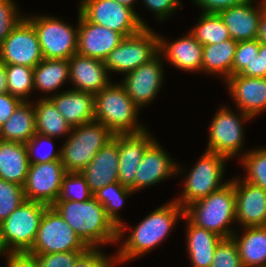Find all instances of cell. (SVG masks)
Segmentation results:
<instances>
[{
    "mask_svg": "<svg viewBox=\"0 0 266 267\" xmlns=\"http://www.w3.org/2000/svg\"><path fill=\"white\" fill-rule=\"evenodd\" d=\"M52 207L89 248L118 241V228L94 197L85 202H55Z\"/></svg>",
    "mask_w": 266,
    "mask_h": 267,
    "instance_id": "1",
    "label": "cell"
},
{
    "mask_svg": "<svg viewBox=\"0 0 266 267\" xmlns=\"http://www.w3.org/2000/svg\"><path fill=\"white\" fill-rule=\"evenodd\" d=\"M185 209L174 200L148 214L132 230L114 256L116 263L141 257L158 246L171 232L179 217L184 218Z\"/></svg>",
    "mask_w": 266,
    "mask_h": 267,
    "instance_id": "2",
    "label": "cell"
},
{
    "mask_svg": "<svg viewBox=\"0 0 266 267\" xmlns=\"http://www.w3.org/2000/svg\"><path fill=\"white\" fill-rule=\"evenodd\" d=\"M185 216L197 227L231 238L235 232L229 225L236 220L234 182L229 180L219 190L191 203L185 208Z\"/></svg>",
    "mask_w": 266,
    "mask_h": 267,
    "instance_id": "3",
    "label": "cell"
},
{
    "mask_svg": "<svg viewBox=\"0 0 266 267\" xmlns=\"http://www.w3.org/2000/svg\"><path fill=\"white\" fill-rule=\"evenodd\" d=\"M95 94V119L114 134L139 133L146 128L138 123L139 107L126 94L121 83L112 84Z\"/></svg>",
    "mask_w": 266,
    "mask_h": 267,
    "instance_id": "4",
    "label": "cell"
},
{
    "mask_svg": "<svg viewBox=\"0 0 266 267\" xmlns=\"http://www.w3.org/2000/svg\"><path fill=\"white\" fill-rule=\"evenodd\" d=\"M114 136L110 129L96 121L72 128L60 149L66 172H81Z\"/></svg>",
    "mask_w": 266,
    "mask_h": 267,
    "instance_id": "5",
    "label": "cell"
},
{
    "mask_svg": "<svg viewBox=\"0 0 266 267\" xmlns=\"http://www.w3.org/2000/svg\"><path fill=\"white\" fill-rule=\"evenodd\" d=\"M227 159L224 155L205 151L186 177L183 194L174 201L185 209L191 203L222 188L227 184L221 182Z\"/></svg>",
    "mask_w": 266,
    "mask_h": 267,
    "instance_id": "6",
    "label": "cell"
},
{
    "mask_svg": "<svg viewBox=\"0 0 266 267\" xmlns=\"http://www.w3.org/2000/svg\"><path fill=\"white\" fill-rule=\"evenodd\" d=\"M159 54V35L149 27L125 37L104 60L108 72L129 73Z\"/></svg>",
    "mask_w": 266,
    "mask_h": 267,
    "instance_id": "7",
    "label": "cell"
},
{
    "mask_svg": "<svg viewBox=\"0 0 266 267\" xmlns=\"http://www.w3.org/2000/svg\"><path fill=\"white\" fill-rule=\"evenodd\" d=\"M78 13L89 22L107 27L124 37L148 27L134 9L121 5L116 0H82Z\"/></svg>",
    "mask_w": 266,
    "mask_h": 267,
    "instance_id": "8",
    "label": "cell"
},
{
    "mask_svg": "<svg viewBox=\"0 0 266 267\" xmlns=\"http://www.w3.org/2000/svg\"><path fill=\"white\" fill-rule=\"evenodd\" d=\"M47 207L26 200L1 222L3 237L10 252H28L32 248Z\"/></svg>",
    "mask_w": 266,
    "mask_h": 267,
    "instance_id": "9",
    "label": "cell"
},
{
    "mask_svg": "<svg viewBox=\"0 0 266 267\" xmlns=\"http://www.w3.org/2000/svg\"><path fill=\"white\" fill-rule=\"evenodd\" d=\"M26 18L35 28L43 59L69 60L77 53L78 26L74 28L52 16Z\"/></svg>",
    "mask_w": 266,
    "mask_h": 267,
    "instance_id": "10",
    "label": "cell"
},
{
    "mask_svg": "<svg viewBox=\"0 0 266 267\" xmlns=\"http://www.w3.org/2000/svg\"><path fill=\"white\" fill-rule=\"evenodd\" d=\"M89 247L68 226L56 210L49 206L42 216L30 254L86 251Z\"/></svg>",
    "mask_w": 266,
    "mask_h": 267,
    "instance_id": "11",
    "label": "cell"
},
{
    "mask_svg": "<svg viewBox=\"0 0 266 267\" xmlns=\"http://www.w3.org/2000/svg\"><path fill=\"white\" fill-rule=\"evenodd\" d=\"M251 118L242 111L237 115L227 107L219 108L211 121L206 151L224 155L228 159L237 155L244 143L242 122Z\"/></svg>",
    "mask_w": 266,
    "mask_h": 267,
    "instance_id": "12",
    "label": "cell"
},
{
    "mask_svg": "<svg viewBox=\"0 0 266 267\" xmlns=\"http://www.w3.org/2000/svg\"><path fill=\"white\" fill-rule=\"evenodd\" d=\"M43 59L38 36L32 23L23 18L0 46V61L9 65L34 68Z\"/></svg>",
    "mask_w": 266,
    "mask_h": 267,
    "instance_id": "13",
    "label": "cell"
},
{
    "mask_svg": "<svg viewBox=\"0 0 266 267\" xmlns=\"http://www.w3.org/2000/svg\"><path fill=\"white\" fill-rule=\"evenodd\" d=\"M65 174L61 160L30 164L23 186L25 199L52 206L58 199Z\"/></svg>",
    "mask_w": 266,
    "mask_h": 267,
    "instance_id": "14",
    "label": "cell"
},
{
    "mask_svg": "<svg viewBox=\"0 0 266 267\" xmlns=\"http://www.w3.org/2000/svg\"><path fill=\"white\" fill-rule=\"evenodd\" d=\"M161 54L127 73L120 82L126 94L140 108L155 99L163 81Z\"/></svg>",
    "mask_w": 266,
    "mask_h": 267,
    "instance_id": "15",
    "label": "cell"
},
{
    "mask_svg": "<svg viewBox=\"0 0 266 267\" xmlns=\"http://www.w3.org/2000/svg\"><path fill=\"white\" fill-rule=\"evenodd\" d=\"M149 131L117 134L119 150L118 182L136 191V173L147 147L154 141Z\"/></svg>",
    "mask_w": 266,
    "mask_h": 267,
    "instance_id": "16",
    "label": "cell"
},
{
    "mask_svg": "<svg viewBox=\"0 0 266 267\" xmlns=\"http://www.w3.org/2000/svg\"><path fill=\"white\" fill-rule=\"evenodd\" d=\"M77 53L104 61L125 38L121 33L91 23L78 14Z\"/></svg>",
    "mask_w": 266,
    "mask_h": 267,
    "instance_id": "17",
    "label": "cell"
},
{
    "mask_svg": "<svg viewBox=\"0 0 266 267\" xmlns=\"http://www.w3.org/2000/svg\"><path fill=\"white\" fill-rule=\"evenodd\" d=\"M236 221L245 227L266 226V190L244 180L233 179Z\"/></svg>",
    "mask_w": 266,
    "mask_h": 267,
    "instance_id": "18",
    "label": "cell"
},
{
    "mask_svg": "<svg viewBox=\"0 0 266 267\" xmlns=\"http://www.w3.org/2000/svg\"><path fill=\"white\" fill-rule=\"evenodd\" d=\"M256 1V0H255ZM254 0L235 5L219 12L234 41L254 40L258 38L259 21L266 7V0L254 7Z\"/></svg>",
    "mask_w": 266,
    "mask_h": 267,
    "instance_id": "19",
    "label": "cell"
},
{
    "mask_svg": "<svg viewBox=\"0 0 266 267\" xmlns=\"http://www.w3.org/2000/svg\"><path fill=\"white\" fill-rule=\"evenodd\" d=\"M224 82L239 111L253 118L266 110V78L236 74Z\"/></svg>",
    "mask_w": 266,
    "mask_h": 267,
    "instance_id": "20",
    "label": "cell"
},
{
    "mask_svg": "<svg viewBox=\"0 0 266 267\" xmlns=\"http://www.w3.org/2000/svg\"><path fill=\"white\" fill-rule=\"evenodd\" d=\"M181 170L183 169H180L170 155L154 140L145 150L138 166L136 191L155 185L170 175L182 173Z\"/></svg>",
    "mask_w": 266,
    "mask_h": 267,
    "instance_id": "21",
    "label": "cell"
},
{
    "mask_svg": "<svg viewBox=\"0 0 266 267\" xmlns=\"http://www.w3.org/2000/svg\"><path fill=\"white\" fill-rule=\"evenodd\" d=\"M104 61L75 53L69 59V80L74 90L99 93L111 82Z\"/></svg>",
    "mask_w": 266,
    "mask_h": 267,
    "instance_id": "22",
    "label": "cell"
},
{
    "mask_svg": "<svg viewBox=\"0 0 266 267\" xmlns=\"http://www.w3.org/2000/svg\"><path fill=\"white\" fill-rule=\"evenodd\" d=\"M119 150L117 134L112 141L103 146L91 162L81 171L94 194L110 183L118 182Z\"/></svg>",
    "mask_w": 266,
    "mask_h": 267,
    "instance_id": "23",
    "label": "cell"
},
{
    "mask_svg": "<svg viewBox=\"0 0 266 267\" xmlns=\"http://www.w3.org/2000/svg\"><path fill=\"white\" fill-rule=\"evenodd\" d=\"M62 92L42 98H50L72 128L94 121L95 94L74 89Z\"/></svg>",
    "mask_w": 266,
    "mask_h": 267,
    "instance_id": "24",
    "label": "cell"
},
{
    "mask_svg": "<svg viewBox=\"0 0 266 267\" xmlns=\"http://www.w3.org/2000/svg\"><path fill=\"white\" fill-rule=\"evenodd\" d=\"M159 35V54L171 62L172 65L185 71L201 72L203 45L189 32L187 36L168 43Z\"/></svg>",
    "mask_w": 266,
    "mask_h": 267,
    "instance_id": "25",
    "label": "cell"
},
{
    "mask_svg": "<svg viewBox=\"0 0 266 267\" xmlns=\"http://www.w3.org/2000/svg\"><path fill=\"white\" fill-rule=\"evenodd\" d=\"M29 166L24 143L0 140V179L24 186Z\"/></svg>",
    "mask_w": 266,
    "mask_h": 267,
    "instance_id": "26",
    "label": "cell"
},
{
    "mask_svg": "<svg viewBox=\"0 0 266 267\" xmlns=\"http://www.w3.org/2000/svg\"><path fill=\"white\" fill-rule=\"evenodd\" d=\"M188 221L187 252L193 267H211L215 248L223 239L215 232L194 225L186 216Z\"/></svg>",
    "mask_w": 266,
    "mask_h": 267,
    "instance_id": "27",
    "label": "cell"
},
{
    "mask_svg": "<svg viewBox=\"0 0 266 267\" xmlns=\"http://www.w3.org/2000/svg\"><path fill=\"white\" fill-rule=\"evenodd\" d=\"M241 237L233 234L243 267H266V226L245 227Z\"/></svg>",
    "mask_w": 266,
    "mask_h": 267,
    "instance_id": "28",
    "label": "cell"
},
{
    "mask_svg": "<svg viewBox=\"0 0 266 267\" xmlns=\"http://www.w3.org/2000/svg\"><path fill=\"white\" fill-rule=\"evenodd\" d=\"M35 134V109L29 101H22L0 126V140L4 141L26 144Z\"/></svg>",
    "mask_w": 266,
    "mask_h": 267,
    "instance_id": "29",
    "label": "cell"
},
{
    "mask_svg": "<svg viewBox=\"0 0 266 267\" xmlns=\"http://www.w3.org/2000/svg\"><path fill=\"white\" fill-rule=\"evenodd\" d=\"M237 41L228 39L215 44L203 45L201 70L210 74H220L225 81L232 76V66Z\"/></svg>",
    "mask_w": 266,
    "mask_h": 267,
    "instance_id": "30",
    "label": "cell"
},
{
    "mask_svg": "<svg viewBox=\"0 0 266 267\" xmlns=\"http://www.w3.org/2000/svg\"><path fill=\"white\" fill-rule=\"evenodd\" d=\"M36 133L52 138L71 133L67 123L50 98H40L34 105Z\"/></svg>",
    "mask_w": 266,
    "mask_h": 267,
    "instance_id": "31",
    "label": "cell"
},
{
    "mask_svg": "<svg viewBox=\"0 0 266 267\" xmlns=\"http://www.w3.org/2000/svg\"><path fill=\"white\" fill-rule=\"evenodd\" d=\"M69 79V60L42 59L33 73L34 89L53 93Z\"/></svg>",
    "mask_w": 266,
    "mask_h": 267,
    "instance_id": "32",
    "label": "cell"
},
{
    "mask_svg": "<svg viewBox=\"0 0 266 267\" xmlns=\"http://www.w3.org/2000/svg\"><path fill=\"white\" fill-rule=\"evenodd\" d=\"M131 193L133 194L134 191L130 188L121 185L119 182H113L93 194V197L104 207L108 218L118 228L119 241L127 227L122 222L117 212L124 204L126 197Z\"/></svg>",
    "mask_w": 266,
    "mask_h": 267,
    "instance_id": "33",
    "label": "cell"
},
{
    "mask_svg": "<svg viewBox=\"0 0 266 267\" xmlns=\"http://www.w3.org/2000/svg\"><path fill=\"white\" fill-rule=\"evenodd\" d=\"M194 27L190 32L202 45L215 44L231 39L219 13H202L198 24Z\"/></svg>",
    "mask_w": 266,
    "mask_h": 267,
    "instance_id": "34",
    "label": "cell"
},
{
    "mask_svg": "<svg viewBox=\"0 0 266 267\" xmlns=\"http://www.w3.org/2000/svg\"><path fill=\"white\" fill-rule=\"evenodd\" d=\"M5 65L8 93L21 101H29L27 96L34 90V68L24 65Z\"/></svg>",
    "mask_w": 266,
    "mask_h": 267,
    "instance_id": "35",
    "label": "cell"
},
{
    "mask_svg": "<svg viewBox=\"0 0 266 267\" xmlns=\"http://www.w3.org/2000/svg\"><path fill=\"white\" fill-rule=\"evenodd\" d=\"M93 197L81 172H66L62 179L60 194L56 202H85Z\"/></svg>",
    "mask_w": 266,
    "mask_h": 267,
    "instance_id": "36",
    "label": "cell"
},
{
    "mask_svg": "<svg viewBox=\"0 0 266 267\" xmlns=\"http://www.w3.org/2000/svg\"><path fill=\"white\" fill-rule=\"evenodd\" d=\"M241 156V164L246 168L244 181L266 190V148L255 149Z\"/></svg>",
    "mask_w": 266,
    "mask_h": 267,
    "instance_id": "37",
    "label": "cell"
},
{
    "mask_svg": "<svg viewBox=\"0 0 266 267\" xmlns=\"http://www.w3.org/2000/svg\"><path fill=\"white\" fill-rule=\"evenodd\" d=\"M25 201L23 186L0 179V223Z\"/></svg>",
    "mask_w": 266,
    "mask_h": 267,
    "instance_id": "38",
    "label": "cell"
},
{
    "mask_svg": "<svg viewBox=\"0 0 266 267\" xmlns=\"http://www.w3.org/2000/svg\"><path fill=\"white\" fill-rule=\"evenodd\" d=\"M211 267H243L235 241L223 238L215 248Z\"/></svg>",
    "mask_w": 266,
    "mask_h": 267,
    "instance_id": "39",
    "label": "cell"
},
{
    "mask_svg": "<svg viewBox=\"0 0 266 267\" xmlns=\"http://www.w3.org/2000/svg\"><path fill=\"white\" fill-rule=\"evenodd\" d=\"M52 139H53L52 137L36 133L25 144L26 148H27V153H28V158H29L30 164L45 163V162L60 160L61 150L54 152ZM46 141L49 144L48 147H50L49 151L48 152L46 151L42 154H37L38 153L37 149H39L38 147H40L41 144L46 142Z\"/></svg>",
    "mask_w": 266,
    "mask_h": 267,
    "instance_id": "40",
    "label": "cell"
},
{
    "mask_svg": "<svg viewBox=\"0 0 266 267\" xmlns=\"http://www.w3.org/2000/svg\"><path fill=\"white\" fill-rule=\"evenodd\" d=\"M260 48V40H246L237 42V47L235 51L233 66H232V76L239 74L247 64L258 55Z\"/></svg>",
    "mask_w": 266,
    "mask_h": 267,
    "instance_id": "41",
    "label": "cell"
},
{
    "mask_svg": "<svg viewBox=\"0 0 266 267\" xmlns=\"http://www.w3.org/2000/svg\"><path fill=\"white\" fill-rule=\"evenodd\" d=\"M23 18L13 0H0V46Z\"/></svg>",
    "mask_w": 266,
    "mask_h": 267,
    "instance_id": "42",
    "label": "cell"
},
{
    "mask_svg": "<svg viewBox=\"0 0 266 267\" xmlns=\"http://www.w3.org/2000/svg\"><path fill=\"white\" fill-rule=\"evenodd\" d=\"M85 251L57 252L35 255L39 267H73L77 258Z\"/></svg>",
    "mask_w": 266,
    "mask_h": 267,
    "instance_id": "43",
    "label": "cell"
},
{
    "mask_svg": "<svg viewBox=\"0 0 266 267\" xmlns=\"http://www.w3.org/2000/svg\"><path fill=\"white\" fill-rule=\"evenodd\" d=\"M108 258L99 248H88L74 263L73 267H112L116 264L115 258Z\"/></svg>",
    "mask_w": 266,
    "mask_h": 267,
    "instance_id": "44",
    "label": "cell"
},
{
    "mask_svg": "<svg viewBox=\"0 0 266 267\" xmlns=\"http://www.w3.org/2000/svg\"><path fill=\"white\" fill-rule=\"evenodd\" d=\"M146 7L149 8L160 21L177 10L180 6V0H143Z\"/></svg>",
    "mask_w": 266,
    "mask_h": 267,
    "instance_id": "45",
    "label": "cell"
},
{
    "mask_svg": "<svg viewBox=\"0 0 266 267\" xmlns=\"http://www.w3.org/2000/svg\"><path fill=\"white\" fill-rule=\"evenodd\" d=\"M202 8V13H219L235 5L243 4L247 0H194Z\"/></svg>",
    "mask_w": 266,
    "mask_h": 267,
    "instance_id": "46",
    "label": "cell"
},
{
    "mask_svg": "<svg viewBox=\"0 0 266 267\" xmlns=\"http://www.w3.org/2000/svg\"><path fill=\"white\" fill-rule=\"evenodd\" d=\"M247 77L266 78V70H264L263 61V42L260 41V48L258 55L254 57L250 64H247L244 69L239 73Z\"/></svg>",
    "mask_w": 266,
    "mask_h": 267,
    "instance_id": "47",
    "label": "cell"
},
{
    "mask_svg": "<svg viewBox=\"0 0 266 267\" xmlns=\"http://www.w3.org/2000/svg\"><path fill=\"white\" fill-rule=\"evenodd\" d=\"M22 101L9 93L0 95V126H2Z\"/></svg>",
    "mask_w": 266,
    "mask_h": 267,
    "instance_id": "48",
    "label": "cell"
},
{
    "mask_svg": "<svg viewBox=\"0 0 266 267\" xmlns=\"http://www.w3.org/2000/svg\"><path fill=\"white\" fill-rule=\"evenodd\" d=\"M6 261L8 267H39L35 255L28 252H10Z\"/></svg>",
    "mask_w": 266,
    "mask_h": 267,
    "instance_id": "49",
    "label": "cell"
},
{
    "mask_svg": "<svg viewBox=\"0 0 266 267\" xmlns=\"http://www.w3.org/2000/svg\"><path fill=\"white\" fill-rule=\"evenodd\" d=\"M258 39L266 43V7L263 9L262 17L258 26Z\"/></svg>",
    "mask_w": 266,
    "mask_h": 267,
    "instance_id": "50",
    "label": "cell"
},
{
    "mask_svg": "<svg viewBox=\"0 0 266 267\" xmlns=\"http://www.w3.org/2000/svg\"><path fill=\"white\" fill-rule=\"evenodd\" d=\"M8 93L6 65L0 61V95Z\"/></svg>",
    "mask_w": 266,
    "mask_h": 267,
    "instance_id": "51",
    "label": "cell"
},
{
    "mask_svg": "<svg viewBox=\"0 0 266 267\" xmlns=\"http://www.w3.org/2000/svg\"><path fill=\"white\" fill-rule=\"evenodd\" d=\"M5 252H7L6 255H8L10 253V251L6 245V242L4 240L3 231H2V227H1V223H0V256H1V254L3 255Z\"/></svg>",
    "mask_w": 266,
    "mask_h": 267,
    "instance_id": "52",
    "label": "cell"
},
{
    "mask_svg": "<svg viewBox=\"0 0 266 267\" xmlns=\"http://www.w3.org/2000/svg\"><path fill=\"white\" fill-rule=\"evenodd\" d=\"M119 2L121 5L127 6L131 9H133V3H135L137 0H116Z\"/></svg>",
    "mask_w": 266,
    "mask_h": 267,
    "instance_id": "53",
    "label": "cell"
},
{
    "mask_svg": "<svg viewBox=\"0 0 266 267\" xmlns=\"http://www.w3.org/2000/svg\"><path fill=\"white\" fill-rule=\"evenodd\" d=\"M263 61H264V70H266V43L263 42Z\"/></svg>",
    "mask_w": 266,
    "mask_h": 267,
    "instance_id": "54",
    "label": "cell"
}]
</instances>
